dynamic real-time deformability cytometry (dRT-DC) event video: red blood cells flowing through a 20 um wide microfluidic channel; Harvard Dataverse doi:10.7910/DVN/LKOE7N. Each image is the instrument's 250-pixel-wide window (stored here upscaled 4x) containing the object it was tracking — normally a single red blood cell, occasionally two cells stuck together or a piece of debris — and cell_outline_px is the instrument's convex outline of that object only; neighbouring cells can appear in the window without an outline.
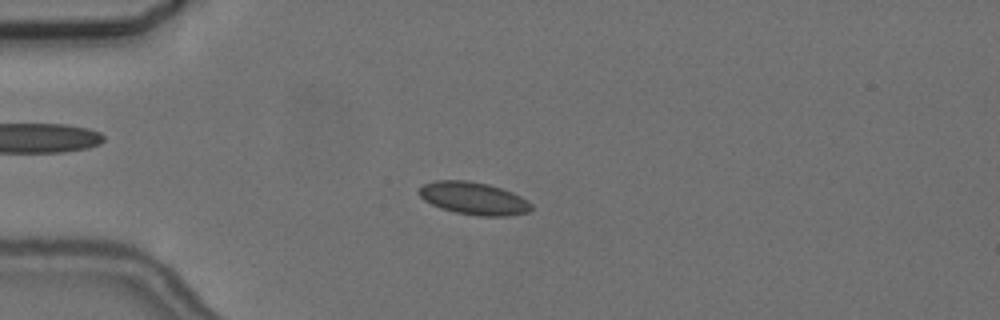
{"species": "common noctule bat (a hibernating species)", "species_latin": "Nyctalus noctula", "temperature_condition": "cold", "stored_images_in_passage": 57, "camera_frame_rate_fps": 3000, "um_per_image_px": 0.085, "animal": {"sex": "female", "body_mass_g": 24.6, "forearm_length_mm": 56.2}, "frame": {"image": 1, "passage_image": 15, "time_ms": 4.667, "image_size_px": [1000, 320], "cell_outline_px": [[532, 208], [528, 212], [508, 216], [480, 216], [456, 212], [440, 208], [424, 200], [416, 192], [424, 184], [436, 180], [468, 180], [488, 184], [512, 192], [528, 200], [532, 204]], "centroid_in_image_um": [40.26, 16.86], "position_along_channel_um": 44.7, "area_um2": 21.33}}
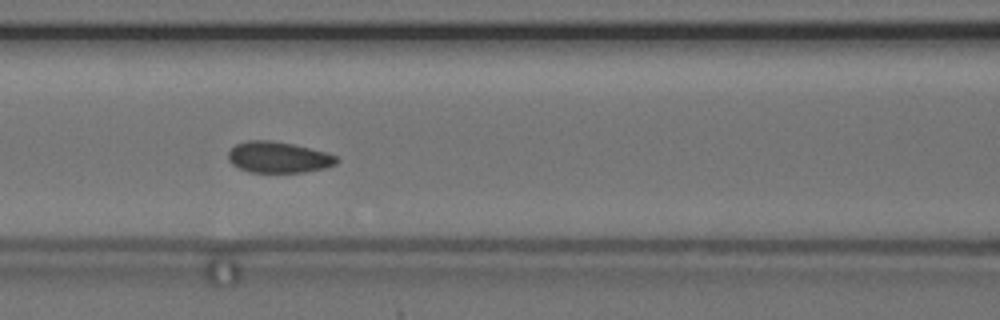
{"frame": {"image": 2, "passage_image": 25, "time_ms": 8.0, "image_size_px": [1000, 320], "cell_outline_px": [[340, 160], [336, 164], [324, 168], [304, 172], [248, 172], [232, 164], [228, 160], [228, 152], [236, 144], [248, 140], [268, 140], [292, 144], [328, 152], [336, 156]], "centroid_in_image_um": [23.67, 13.37], "position_along_channel_um": 142.9, "area_um2": 19.65}}
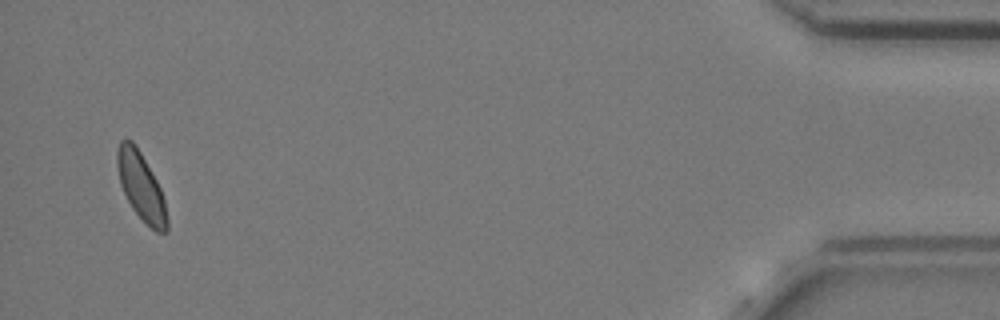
{"frame": {"image": 3, "passage_image": 55, "time_ms": 18.0, "image_size_px": [1000, 320], "cell_outline_px": [[168, 232], [156, 232], [132, 208], [120, 184], [116, 164], [116, 152], [120, 140], [124, 136], [132, 140], [136, 144], [156, 180], [160, 188], [164, 200], [168, 220]], "centroid_in_image_um": [11.97, 15.79], "position_along_channel_um": 423.2, "area_um2": 19.59}, "authors_computed_cell_mechanics": {"area_um2": 19.5942, "velocity_mm_per_s": 3.6294, "shape_relaxation_time_tau1_ms": 3.0872, "shape_relaxation_time_tau2_ms": 1.4275, "deformation_change_tau1": 0.0558, "deformation_change_tau2": 0.0359}}